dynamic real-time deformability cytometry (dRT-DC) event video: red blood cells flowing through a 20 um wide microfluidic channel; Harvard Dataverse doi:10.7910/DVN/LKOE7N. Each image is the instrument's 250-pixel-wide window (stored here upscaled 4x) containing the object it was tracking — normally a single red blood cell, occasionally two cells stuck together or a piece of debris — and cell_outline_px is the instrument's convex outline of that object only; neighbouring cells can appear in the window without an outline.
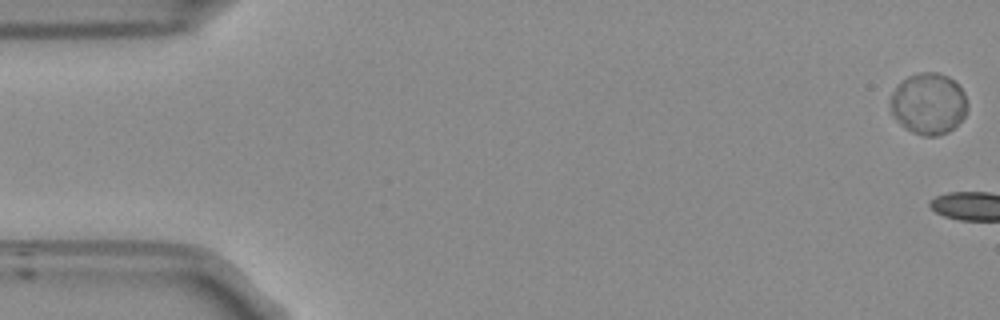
{"species": "Egyptian fruit bat (a non-hibernating species)", "species_latin": "Rousettus aegyptiacus", "temperature_condition": "room temperature", "stored_images_in_passage": 4, "camera_frame_rate_fps": 3000, "um_per_image_px": 0.085, "frame": {"image": 1, "passage_image": 1, "time_ms": 0.0, "image_size_px": [1000, 320], "cell_outline_px": [[968, 108], [964, 116], [948, 132], [936, 136], [920, 136], [912, 132], [892, 112], [892, 92], [908, 76], [924, 72], [936, 72], [948, 76], [964, 92], [968, 104]], "centroid_in_image_um": [78.98, 8.81], "position_along_channel_um": 6.0, "area_um2": 26.82}}